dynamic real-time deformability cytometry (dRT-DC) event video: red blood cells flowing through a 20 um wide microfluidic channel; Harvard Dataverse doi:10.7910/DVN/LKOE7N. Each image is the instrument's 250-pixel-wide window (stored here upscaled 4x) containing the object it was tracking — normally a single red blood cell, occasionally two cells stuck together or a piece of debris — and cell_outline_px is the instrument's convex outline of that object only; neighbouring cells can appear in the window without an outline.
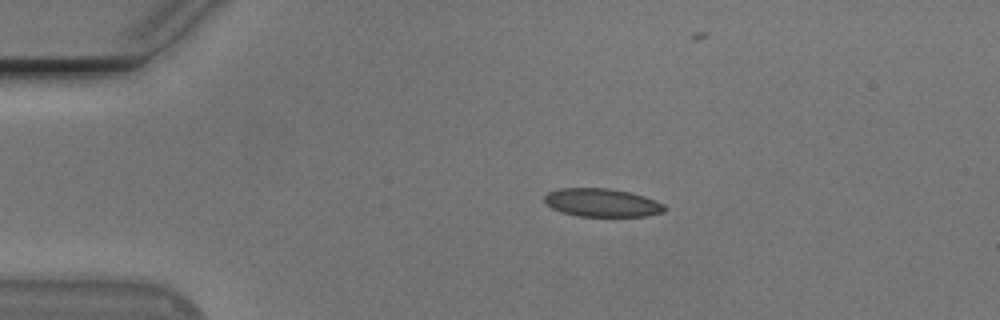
{"species": "Egyptian fruit bat (a non-hibernating species)", "species_latin": "Rousettus aegyptiacus", "temperature_condition": "cold", "stored_images_in_passage": 7, "camera_frame_rate_fps": 3000, "um_per_image_px": 0.085, "animal": {"sex": "male"}, "frame": {"image": 1, "passage_image": 1, "time_ms": 0.0, "image_size_px": [1000, 320], "cell_outline_px": [[668, 208], [664, 212], [644, 216], [576, 216], [560, 212], [552, 208], [544, 200], [544, 196], [548, 192], [560, 188], [608, 188], [632, 192], [644, 196], [664, 204]], "centroid_in_image_um": [51.18, 17.22], "position_along_channel_um": 33.8, "area_um2": 19.88}}